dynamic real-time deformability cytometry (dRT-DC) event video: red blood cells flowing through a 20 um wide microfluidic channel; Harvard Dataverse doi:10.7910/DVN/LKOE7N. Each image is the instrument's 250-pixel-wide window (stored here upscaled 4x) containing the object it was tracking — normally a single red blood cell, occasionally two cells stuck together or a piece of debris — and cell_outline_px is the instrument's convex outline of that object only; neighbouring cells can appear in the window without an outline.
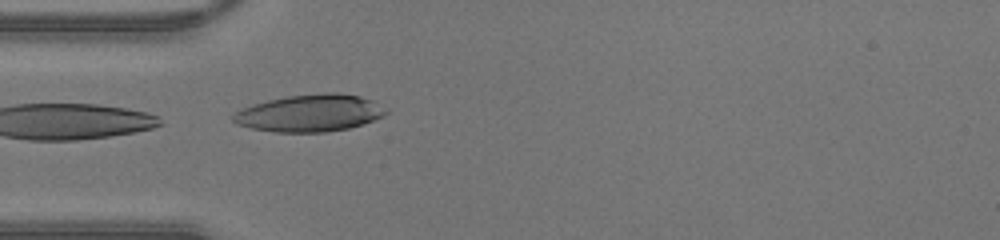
{"species": "human", "species_latin": "Homo sapiens", "temperature_condition": "warm", "stored_images_in_passage": 31, "camera_frame_rate_fps": 3000, "um_per_image_px": 0.085, "donor": {"sex": "male"}, "frame": {"image": 1, "passage_image": 1, "time_ms": 0.0, "image_size_px": [1000, 240], "cell_outline_px": [[388, 112], [384, 116], [348, 128], [328, 132], [276, 132], [252, 128], [236, 124], [232, 120], [232, 116], [236, 112], [252, 104], [268, 100], [288, 96], [324, 92], [340, 92], [360, 96], [372, 100], [388, 108]], "centroid_in_image_um": [26.36, 9.6], "position_along_channel_um": 58.6, "area_um2": 33.12}}
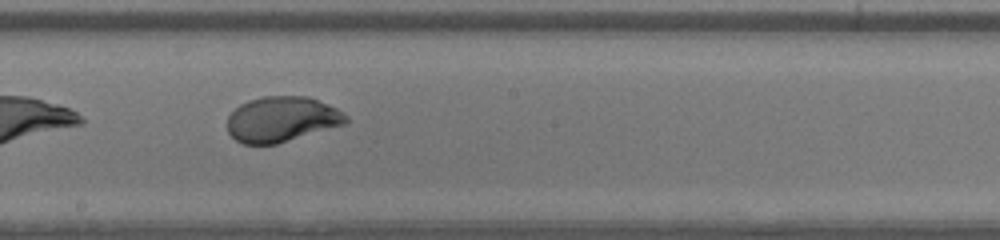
{"frame": {"image": 2, "passage_image": 12, "time_ms": 3.667, "image_size_px": [1000, 240], "cell_outline_px": [[348, 120], [344, 124], [276, 144], [244, 144], [236, 140], [228, 132], [228, 116], [240, 104], [248, 100], [264, 96], [308, 96], [328, 104], [336, 108], [348, 116]], "centroid_in_image_um": [23.94, 10.13], "position_along_channel_um": 224.3, "area_um2": 31.15}}
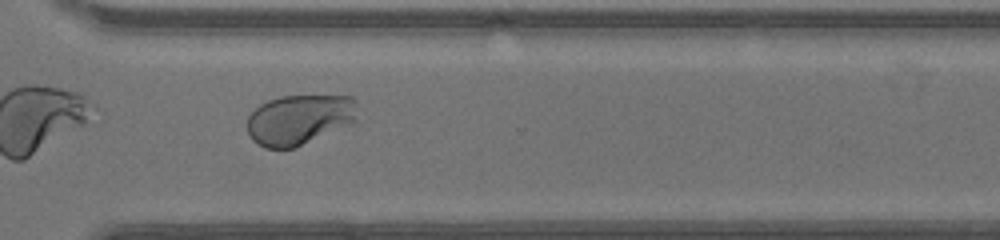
{"frame": {"image": 3, "passage_image": 20, "time_ms": 6.333, "image_size_px": [1000, 240], "cell_outline_px": [[356, 120], [348, 124], [292, 148], [264, 148], [256, 144], [248, 136], [248, 116], [260, 104], [268, 100], [280, 96], [352, 96], [356, 100]], "centroid_in_image_um": [25.39, 10.15], "position_along_channel_um": 345.2, "area_um2": 31.85}}